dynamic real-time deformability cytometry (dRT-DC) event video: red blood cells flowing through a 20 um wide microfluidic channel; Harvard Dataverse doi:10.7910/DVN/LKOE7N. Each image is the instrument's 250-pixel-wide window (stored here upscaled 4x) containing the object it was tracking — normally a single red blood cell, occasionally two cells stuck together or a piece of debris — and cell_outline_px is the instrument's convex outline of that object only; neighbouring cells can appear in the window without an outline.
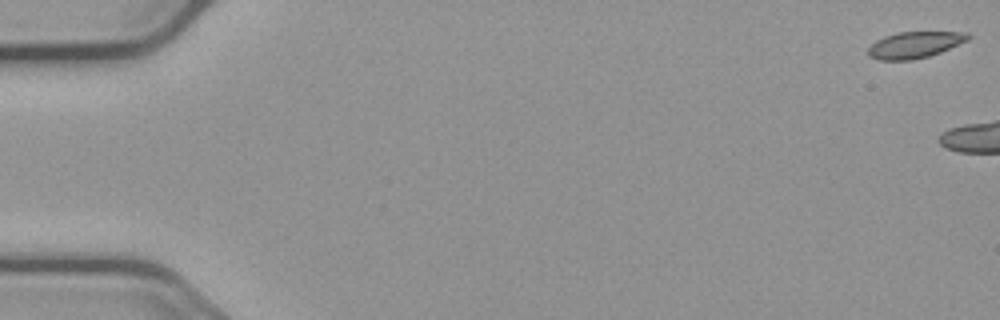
{"species": "common noctule bat (a hibernating species)", "species_latin": "Nyctalus noctula", "temperature_condition": "cold", "stored_images_in_passage": 7, "camera_frame_rate_fps": 3000, "um_per_image_px": 0.085, "animal": {"sex": "male", "body_mass_g": 23.1, "forearm_length_mm": 52.7}, "frame": {"image": 1, "passage_image": 1, "time_ms": 0.0, "image_size_px": [1000, 320], "cell_outline_px": [[972, 36], [968, 40], [940, 52], [928, 56], [912, 60], [880, 60], [868, 56], [868, 48], [876, 40], [884, 36], [896, 32], [968, 32]], "centroid_in_image_um": [77.74, 3.8], "position_along_channel_um": 7.3, "area_um2": 15.37}}